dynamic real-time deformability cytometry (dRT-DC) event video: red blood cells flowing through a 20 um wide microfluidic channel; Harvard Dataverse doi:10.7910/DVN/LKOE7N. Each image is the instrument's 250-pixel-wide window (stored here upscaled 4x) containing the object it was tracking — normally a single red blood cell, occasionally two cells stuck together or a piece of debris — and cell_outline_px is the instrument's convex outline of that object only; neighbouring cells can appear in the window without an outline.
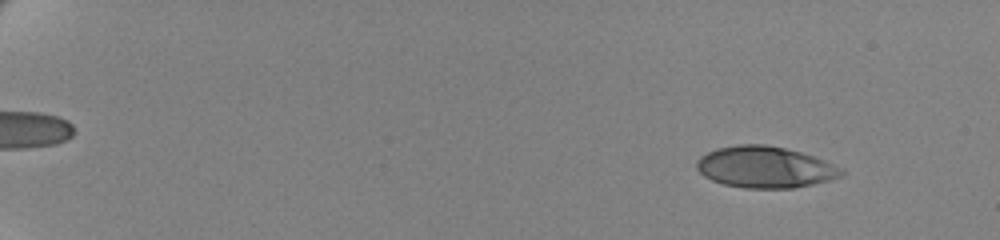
{"species": "human", "species_latin": "Homo sapiens", "temperature_condition": "cold", "stored_images_in_passage": 61, "camera_frame_rate_fps": 3000, "um_per_image_px": 0.085, "donor": {"sex": "female"}, "frame": {"image": 1, "passage_image": 7, "time_ms": 2.0, "image_size_px": [1000, 240], "cell_outline_px": [[844, 172], [840, 176], [828, 180], [812, 184], [792, 188], [744, 188], [724, 184], [712, 180], [704, 176], [696, 168], [696, 160], [700, 156], [716, 148], [740, 144], [768, 144], [800, 152], [824, 160], [844, 168]], "centroid_in_image_um": [65.01, 14.2], "position_along_channel_um": 20.0, "area_um2": 34.91}}
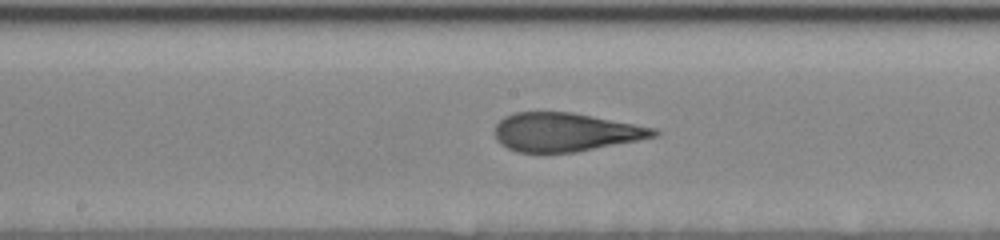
{"frame": {"image": 2, "passage_image": 36, "time_ms": 11.667, "image_size_px": [1000, 240], "cell_outline_px": [[660, 132], [656, 136], [576, 152], [516, 152], [500, 144], [496, 140], [496, 124], [504, 116], [516, 112], [572, 112], [656, 128]], "centroid_in_image_um": [48.03, 11.22], "position_along_channel_um": 200.2, "area_um2": 35.49}}
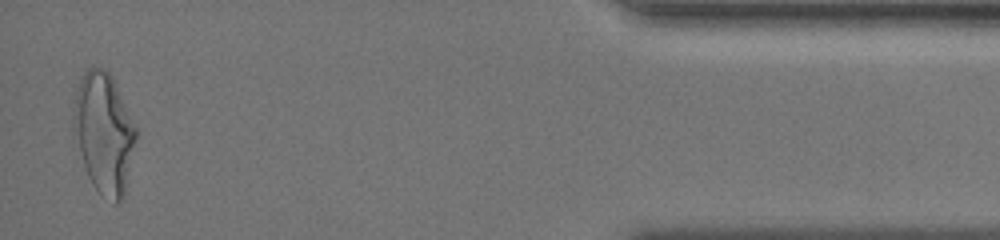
{"frame": {"image": 3, "passage_image": 60, "time_ms": 19.667, "image_size_px": [1000, 240], "cell_outline_px": [[136, 140], [124, 196], [116, 204], [100, 196], [92, 184], [88, 176], [72, 136], [72, 112], [76, 92], [80, 80], [84, 72], [88, 68], [104, 68], [112, 76], [136, 128]], "centroid_in_image_um": [8.8, 11.33], "position_along_channel_um": 426.4, "area_um2": 44.1}, "authors_computed_cell_mechanics": {"area_um2": 36.125, "velocity_mm_per_s": 3.497, "shape_relaxation_time_tau1_ms": 4.5891, "shape_relaxation_time_tau2_ms": 1.239, "deformation_change_tau1": 0.1991, "deformation_change_tau2": 0.0949}}